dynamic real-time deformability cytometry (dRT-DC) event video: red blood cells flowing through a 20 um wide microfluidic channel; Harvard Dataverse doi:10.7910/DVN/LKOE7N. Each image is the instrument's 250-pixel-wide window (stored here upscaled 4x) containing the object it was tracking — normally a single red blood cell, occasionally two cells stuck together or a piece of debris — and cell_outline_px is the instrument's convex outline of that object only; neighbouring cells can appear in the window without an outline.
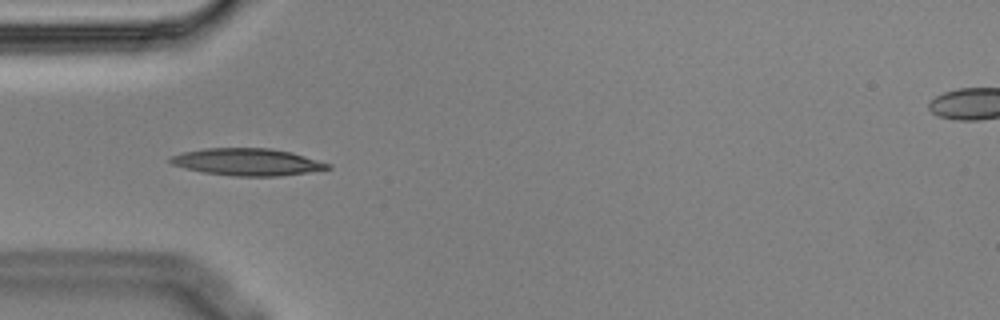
{"species": "Egyptian fruit bat (a non-hibernating species)", "species_latin": "Rousettus aegyptiacus", "temperature_condition": "cold", "stored_images_in_passage": 8, "camera_frame_rate_fps": 3000, "um_per_image_px": 0.085, "animal": {"sex": "male"}, "frame": {"image": 1, "passage_image": 4, "time_ms": 1.0, "image_size_px": [1000, 320], "cell_outline_px": [[332, 168], [308, 172], [280, 176], [232, 176], [204, 172], [184, 168], [172, 164], [168, 160], [172, 156], [180, 152], [204, 148], [268, 148], [292, 152], [332, 164]], "centroid_in_image_um": [21.02, 13.76], "position_along_channel_um": 64.0, "area_um2": 24.97}}
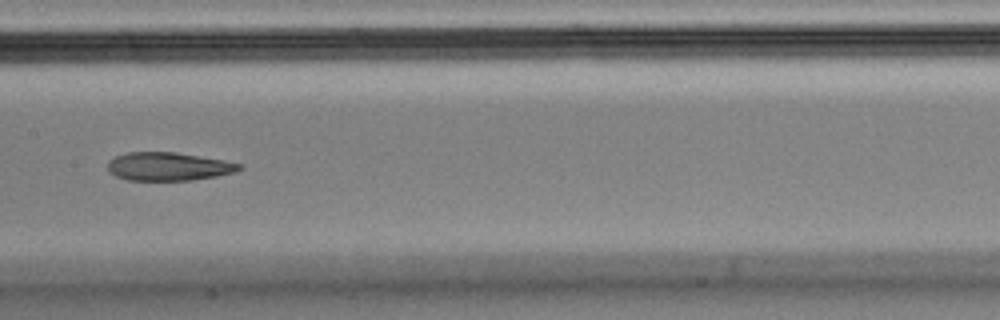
{"frame": {"image": 2, "passage_image": 7, "time_ms": 2.0, "image_size_px": [1000, 320], "cell_outline_px": [[244, 168], [236, 172], [216, 176], [192, 180], [128, 180], [116, 176], [108, 172], [108, 160], [116, 156], [128, 152], [176, 152], [224, 160], [244, 164]], "centroid_in_image_um": [14.35, 14.15], "position_along_channel_um": 193.1, "area_um2": 21.85}}
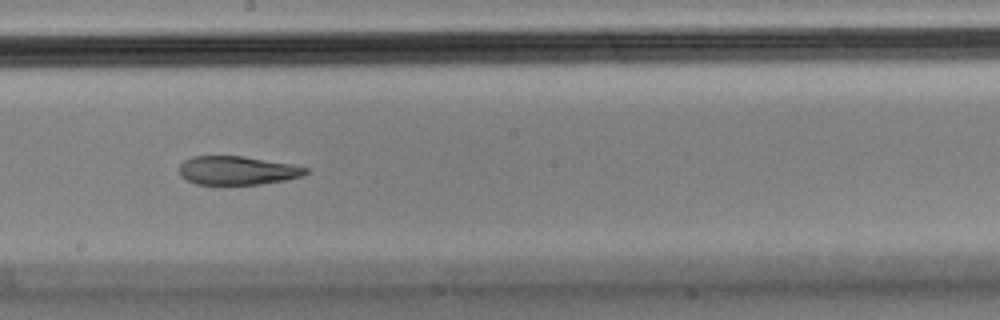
{"frame": {"image": 3, "passage_image": 8, "time_ms": 2.333, "image_size_px": [1000, 320], "cell_outline_px": [[308, 172], [300, 176], [284, 180], [260, 184], [196, 184], [180, 176], [180, 164], [184, 160], [192, 156], [244, 156], [292, 164], [308, 168]], "centroid_in_image_um": [20.15, 14.48], "position_along_channel_um": 228.0, "area_um2": 20.98}}